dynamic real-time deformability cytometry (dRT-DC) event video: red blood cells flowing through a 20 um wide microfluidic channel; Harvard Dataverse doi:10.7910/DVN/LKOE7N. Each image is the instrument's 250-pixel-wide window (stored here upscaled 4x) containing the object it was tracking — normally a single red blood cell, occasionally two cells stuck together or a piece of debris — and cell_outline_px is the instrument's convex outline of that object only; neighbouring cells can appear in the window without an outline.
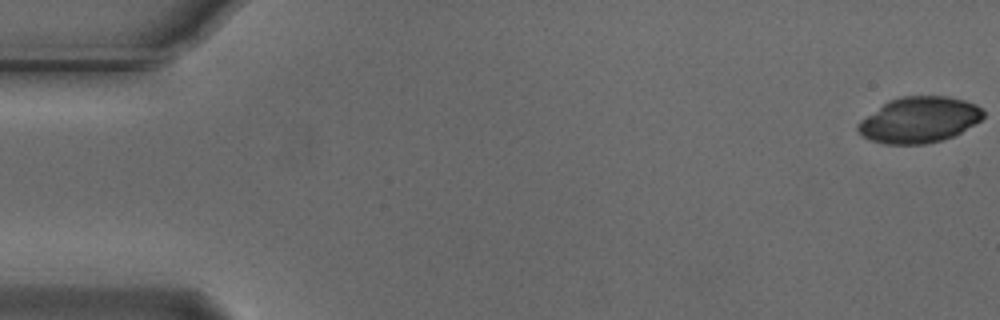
{"species": "Egyptian fruit bat (a non-hibernating species)", "species_latin": "Rousettus aegyptiacus", "temperature_condition": "cold", "stored_images_in_passage": 45, "camera_frame_rate_fps": 3000, "um_per_image_px": 0.085, "animal": {"sex": "male"}, "frame": {"image": 1, "passage_image": 1, "time_ms": 0.0, "image_size_px": [1000, 320], "cell_outline_px": [[984, 116], [980, 120], [960, 132], [952, 136], [940, 140], [924, 144], [884, 144], [872, 140], [864, 136], [856, 128], [856, 124], [860, 120], [888, 100], [900, 96], [948, 96], [964, 100], [976, 104], [984, 112]], "centroid_in_image_um": [78.11, 10.17], "position_along_channel_um": 6.9, "area_um2": 33.29}}